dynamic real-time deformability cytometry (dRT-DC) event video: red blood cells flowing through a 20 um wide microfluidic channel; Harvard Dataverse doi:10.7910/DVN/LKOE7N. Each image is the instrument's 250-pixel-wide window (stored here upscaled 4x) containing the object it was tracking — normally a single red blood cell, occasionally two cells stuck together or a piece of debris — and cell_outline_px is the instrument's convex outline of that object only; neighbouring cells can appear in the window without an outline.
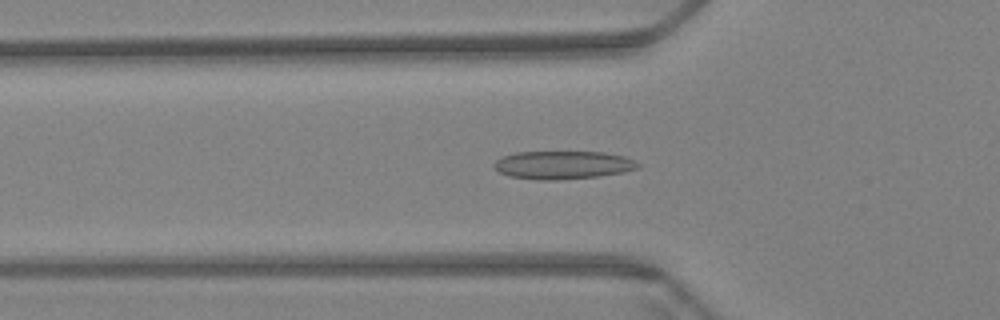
{"species": "Egyptian fruit bat (a non-hibernating species)", "species_latin": "Rousettus aegyptiacus", "temperature_condition": "warm", "stored_images_in_passage": 61, "camera_frame_rate_fps": 3000, "um_per_image_px": 0.085, "animal": {"sex": "female"}, "frame": {"image": 1, "passage_image": 21, "time_ms": 6.667, "image_size_px": [1000, 320], "cell_outline_px": [[640, 168], [624, 172], [596, 176], [556, 180], [540, 180], [508, 176], [492, 168], [492, 164], [500, 156], [516, 152], [604, 152], [624, 156], [640, 164]], "centroid_in_image_um": [47.79, 14.02], "position_along_channel_um": 78.0, "area_um2": 23.7}}
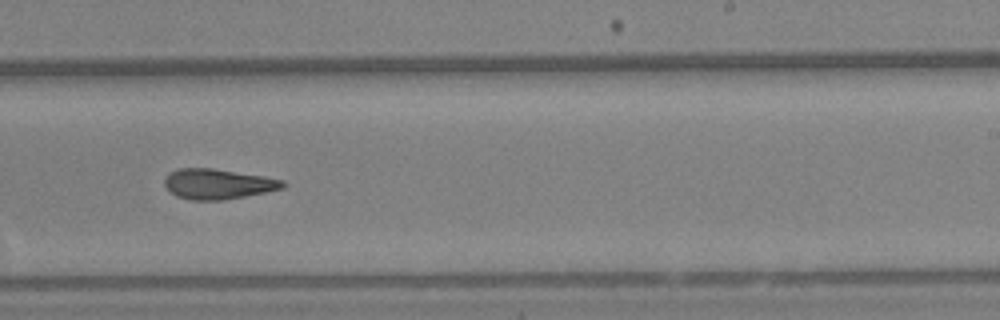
{"frame": {"image": 2, "passage_image": 38, "time_ms": 12.333, "image_size_px": [1000, 320], "cell_outline_px": [[288, 184], [284, 188], [224, 200], [192, 200], [176, 196], [164, 184], [164, 176], [168, 172], [176, 168], [212, 168], [264, 176], [284, 180]], "centroid_in_image_um": [18.51, 15.62], "position_along_channel_um": 270.5, "area_um2": 20.92}}
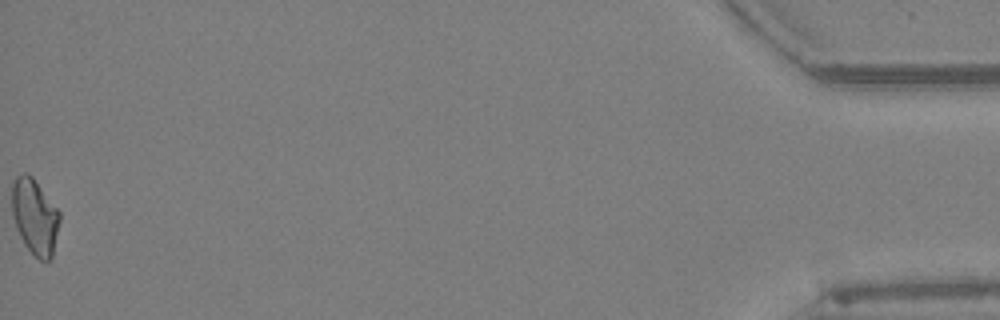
{"frame": {"image": 3, "passage_image": 61, "time_ms": 20.0, "image_size_px": [1000, 320], "cell_outline_px": [[60, 220], [52, 256], [48, 260], [40, 260], [24, 244], [16, 228], [12, 216], [12, 180], [16, 176], [24, 172], [28, 172], [32, 176], [60, 212]], "centroid_in_image_um": [2.94, 18.37], "position_along_channel_um": 432.3, "area_um2": 20.98}, "authors_computed_cell_mechanics": {"area_um2": 21.1548, "velocity_mm_per_s": 3.4063, "shape_relaxation_time_tau1_ms": null, "shape_relaxation_time_tau2_ms": 3.1562, "deformation_change_tau1": null, "deformation_change_tau2": 0.1014}}